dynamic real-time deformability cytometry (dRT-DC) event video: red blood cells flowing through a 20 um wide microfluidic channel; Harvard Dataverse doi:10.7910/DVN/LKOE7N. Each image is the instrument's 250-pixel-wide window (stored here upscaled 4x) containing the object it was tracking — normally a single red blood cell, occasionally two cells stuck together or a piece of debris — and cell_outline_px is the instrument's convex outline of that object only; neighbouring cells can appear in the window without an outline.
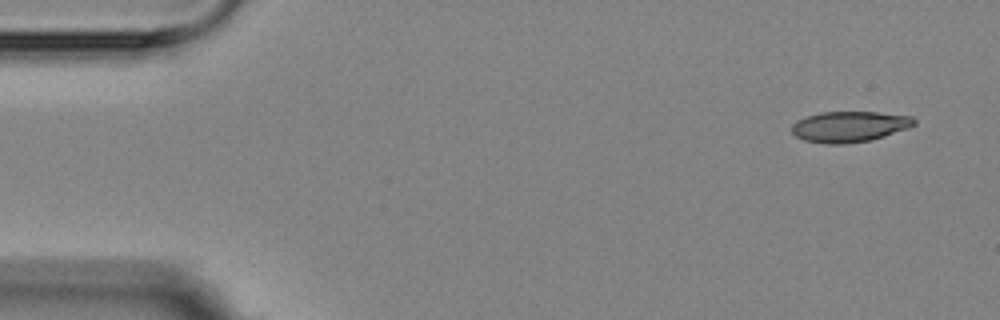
{"species": "Egyptian fruit bat (a non-hibernating species)", "species_latin": "Rousettus aegyptiacus", "temperature_condition": "room temperature", "stored_images_in_passage": 4, "camera_frame_rate_fps": 3000, "um_per_image_px": 0.085, "animal": {"sex": "female"}, "frame": {"image": 1, "passage_image": 1, "time_ms": 0.0, "image_size_px": [1000, 320], "cell_outline_px": [[916, 124], [908, 128], [884, 136], [868, 140], [844, 144], [828, 144], [804, 140], [796, 136], [792, 132], [792, 124], [796, 120], [804, 116], [820, 112], [876, 112], [912, 116], [916, 120]], "centroid_in_image_um": [72.18, 10.75], "position_along_channel_um": 12.8, "area_um2": 21.96}}
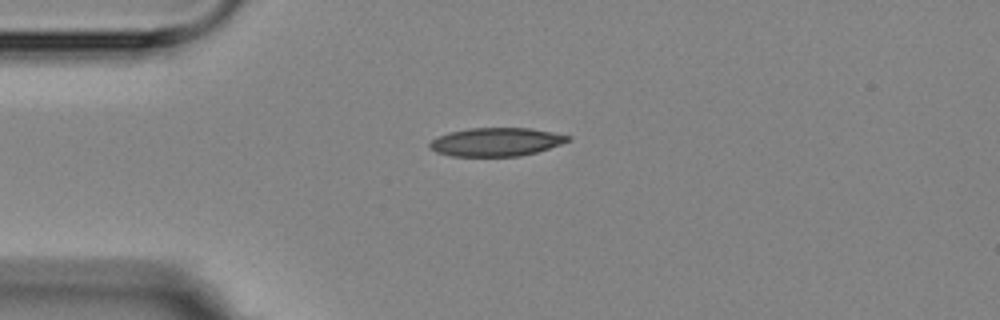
{"frame": {"image": 2, "passage_image": 4, "time_ms": 3.333, "image_size_px": [1000, 320], "cell_outline_px": [[572, 140], [536, 152], [520, 156], [452, 156], [436, 152], [428, 148], [428, 144], [432, 140], [448, 132], [468, 128], [532, 128], [572, 136]], "centroid_in_image_um": [42.17, 12.06], "position_along_channel_um": 42.8, "area_um2": 22.95}}